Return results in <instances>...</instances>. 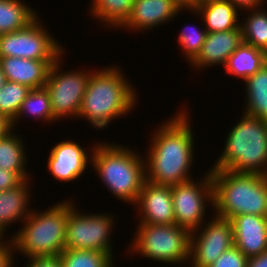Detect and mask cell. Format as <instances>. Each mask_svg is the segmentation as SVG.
Returning a JSON list of instances; mask_svg holds the SVG:
<instances>
[{"mask_svg":"<svg viewBox=\"0 0 267 267\" xmlns=\"http://www.w3.org/2000/svg\"><path fill=\"white\" fill-rule=\"evenodd\" d=\"M74 201L68 200L65 249L101 251L116 260L113 254L114 241L111 240L116 226L114 224H117L114 215L104 212L86 213L84 210L82 213Z\"/></svg>","mask_w":267,"mask_h":267,"instance_id":"ba28073f","label":"cell"},{"mask_svg":"<svg viewBox=\"0 0 267 267\" xmlns=\"http://www.w3.org/2000/svg\"><path fill=\"white\" fill-rule=\"evenodd\" d=\"M54 62L16 57L0 58L6 80L27 85L30 89L45 86L49 69Z\"/></svg>","mask_w":267,"mask_h":267,"instance_id":"d6986e66","label":"cell"},{"mask_svg":"<svg viewBox=\"0 0 267 267\" xmlns=\"http://www.w3.org/2000/svg\"><path fill=\"white\" fill-rule=\"evenodd\" d=\"M246 267H267V251L248 258Z\"/></svg>","mask_w":267,"mask_h":267,"instance_id":"d590c367","label":"cell"},{"mask_svg":"<svg viewBox=\"0 0 267 267\" xmlns=\"http://www.w3.org/2000/svg\"><path fill=\"white\" fill-rule=\"evenodd\" d=\"M207 33L224 32L240 26V9L230 0H201L195 9Z\"/></svg>","mask_w":267,"mask_h":267,"instance_id":"ffe728a7","label":"cell"},{"mask_svg":"<svg viewBox=\"0 0 267 267\" xmlns=\"http://www.w3.org/2000/svg\"><path fill=\"white\" fill-rule=\"evenodd\" d=\"M181 10H195L201 0H173Z\"/></svg>","mask_w":267,"mask_h":267,"instance_id":"74e56055","label":"cell"},{"mask_svg":"<svg viewBox=\"0 0 267 267\" xmlns=\"http://www.w3.org/2000/svg\"><path fill=\"white\" fill-rule=\"evenodd\" d=\"M226 133L223 151L209 169L267 176V121L242 113Z\"/></svg>","mask_w":267,"mask_h":267,"instance_id":"277c9868","label":"cell"},{"mask_svg":"<svg viewBox=\"0 0 267 267\" xmlns=\"http://www.w3.org/2000/svg\"><path fill=\"white\" fill-rule=\"evenodd\" d=\"M8 239H6L1 233H0V246L4 244Z\"/></svg>","mask_w":267,"mask_h":267,"instance_id":"ab89813d","label":"cell"},{"mask_svg":"<svg viewBox=\"0 0 267 267\" xmlns=\"http://www.w3.org/2000/svg\"><path fill=\"white\" fill-rule=\"evenodd\" d=\"M6 77L4 76V73L2 71V67L0 65V89L3 87V85L6 83Z\"/></svg>","mask_w":267,"mask_h":267,"instance_id":"f35d334b","label":"cell"},{"mask_svg":"<svg viewBox=\"0 0 267 267\" xmlns=\"http://www.w3.org/2000/svg\"><path fill=\"white\" fill-rule=\"evenodd\" d=\"M242 84L245 88L244 114L267 121V65Z\"/></svg>","mask_w":267,"mask_h":267,"instance_id":"603a6c76","label":"cell"},{"mask_svg":"<svg viewBox=\"0 0 267 267\" xmlns=\"http://www.w3.org/2000/svg\"><path fill=\"white\" fill-rule=\"evenodd\" d=\"M213 181V213L231 219L241 214L267 217V176L209 169Z\"/></svg>","mask_w":267,"mask_h":267,"instance_id":"8992f818","label":"cell"},{"mask_svg":"<svg viewBox=\"0 0 267 267\" xmlns=\"http://www.w3.org/2000/svg\"><path fill=\"white\" fill-rule=\"evenodd\" d=\"M14 132L15 129L0 139V168L17 173L23 180L32 179V174L27 169V146L23 136Z\"/></svg>","mask_w":267,"mask_h":267,"instance_id":"44dd1931","label":"cell"},{"mask_svg":"<svg viewBox=\"0 0 267 267\" xmlns=\"http://www.w3.org/2000/svg\"><path fill=\"white\" fill-rule=\"evenodd\" d=\"M34 208L19 226L9 233L16 254L23 259L53 257L65 250V234L68 221V198L50 205L46 210ZM21 227V228H20ZM16 232V233H15ZM11 234V235H10ZM26 257V258H24Z\"/></svg>","mask_w":267,"mask_h":267,"instance_id":"5b68a950","label":"cell"},{"mask_svg":"<svg viewBox=\"0 0 267 267\" xmlns=\"http://www.w3.org/2000/svg\"><path fill=\"white\" fill-rule=\"evenodd\" d=\"M23 181L17 173L0 168V191L15 188Z\"/></svg>","mask_w":267,"mask_h":267,"instance_id":"d6a6232c","label":"cell"},{"mask_svg":"<svg viewBox=\"0 0 267 267\" xmlns=\"http://www.w3.org/2000/svg\"><path fill=\"white\" fill-rule=\"evenodd\" d=\"M124 145L95 141L91 169L116 200L134 205L146 181L145 154Z\"/></svg>","mask_w":267,"mask_h":267,"instance_id":"3957f363","label":"cell"},{"mask_svg":"<svg viewBox=\"0 0 267 267\" xmlns=\"http://www.w3.org/2000/svg\"><path fill=\"white\" fill-rule=\"evenodd\" d=\"M265 7L267 8L262 5L241 10L243 18L240 20V27L244 43L267 52V10Z\"/></svg>","mask_w":267,"mask_h":267,"instance_id":"484cf974","label":"cell"},{"mask_svg":"<svg viewBox=\"0 0 267 267\" xmlns=\"http://www.w3.org/2000/svg\"><path fill=\"white\" fill-rule=\"evenodd\" d=\"M127 255L140 256L154 262L183 267L190 261V232L177 224L136 225ZM143 256V257H142Z\"/></svg>","mask_w":267,"mask_h":267,"instance_id":"52a82bcc","label":"cell"},{"mask_svg":"<svg viewBox=\"0 0 267 267\" xmlns=\"http://www.w3.org/2000/svg\"><path fill=\"white\" fill-rule=\"evenodd\" d=\"M32 181L33 179H26L15 188L0 191V233L6 239L7 235L4 234H8L6 232L9 227L22 223L33 210L30 207L33 202Z\"/></svg>","mask_w":267,"mask_h":267,"instance_id":"ac0fdd59","label":"cell"},{"mask_svg":"<svg viewBox=\"0 0 267 267\" xmlns=\"http://www.w3.org/2000/svg\"><path fill=\"white\" fill-rule=\"evenodd\" d=\"M65 55L62 54L50 67L45 83L50 95L52 115L57 121L63 118L78 120L90 73L93 71L90 67L63 71L62 58Z\"/></svg>","mask_w":267,"mask_h":267,"instance_id":"9c48e42d","label":"cell"},{"mask_svg":"<svg viewBox=\"0 0 267 267\" xmlns=\"http://www.w3.org/2000/svg\"><path fill=\"white\" fill-rule=\"evenodd\" d=\"M186 107L183 105L179 111L177 109V113L166 117L152 131L144 156L148 182L172 187L194 179L191 170L195 165L196 138L190 109L188 111Z\"/></svg>","mask_w":267,"mask_h":267,"instance_id":"6da1fadb","label":"cell"},{"mask_svg":"<svg viewBox=\"0 0 267 267\" xmlns=\"http://www.w3.org/2000/svg\"><path fill=\"white\" fill-rule=\"evenodd\" d=\"M134 207L136 208L134 210L138 211L135 215L136 217L138 216L137 223L175 224L170 186H160L146 180Z\"/></svg>","mask_w":267,"mask_h":267,"instance_id":"5bb4252c","label":"cell"},{"mask_svg":"<svg viewBox=\"0 0 267 267\" xmlns=\"http://www.w3.org/2000/svg\"><path fill=\"white\" fill-rule=\"evenodd\" d=\"M30 90L27 85L6 81L0 89V113L13 122Z\"/></svg>","mask_w":267,"mask_h":267,"instance_id":"f546056e","label":"cell"},{"mask_svg":"<svg viewBox=\"0 0 267 267\" xmlns=\"http://www.w3.org/2000/svg\"><path fill=\"white\" fill-rule=\"evenodd\" d=\"M12 128V122L0 113V139L7 135Z\"/></svg>","mask_w":267,"mask_h":267,"instance_id":"8d00e7d4","label":"cell"},{"mask_svg":"<svg viewBox=\"0 0 267 267\" xmlns=\"http://www.w3.org/2000/svg\"><path fill=\"white\" fill-rule=\"evenodd\" d=\"M89 13L93 20L107 29H119L129 18L135 0H90Z\"/></svg>","mask_w":267,"mask_h":267,"instance_id":"cb8c5ba5","label":"cell"},{"mask_svg":"<svg viewBox=\"0 0 267 267\" xmlns=\"http://www.w3.org/2000/svg\"><path fill=\"white\" fill-rule=\"evenodd\" d=\"M242 43L240 26L229 31L207 33L201 52L188 67L194 71L199 70V73L218 65L224 67L228 58Z\"/></svg>","mask_w":267,"mask_h":267,"instance_id":"2e32d148","label":"cell"},{"mask_svg":"<svg viewBox=\"0 0 267 267\" xmlns=\"http://www.w3.org/2000/svg\"><path fill=\"white\" fill-rule=\"evenodd\" d=\"M234 245L247 257L267 251V217L241 214L230 219Z\"/></svg>","mask_w":267,"mask_h":267,"instance_id":"e0dca14e","label":"cell"},{"mask_svg":"<svg viewBox=\"0 0 267 267\" xmlns=\"http://www.w3.org/2000/svg\"><path fill=\"white\" fill-rule=\"evenodd\" d=\"M23 0H0V35L26 28L40 14Z\"/></svg>","mask_w":267,"mask_h":267,"instance_id":"d4e9b609","label":"cell"},{"mask_svg":"<svg viewBox=\"0 0 267 267\" xmlns=\"http://www.w3.org/2000/svg\"><path fill=\"white\" fill-rule=\"evenodd\" d=\"M186 11L189 13L192 12L195 17L199 16L198 18H200L202 21H200V24L202 23V27H199L196 24L194 25V23L193 25H187L180 30L181 32L177 36V42L180 44L179 47L181 49L180 51L182 56L190 65L201 52L202 45L204 44L207 35V30L204 27V22L201 15L196 10Z\"/></svg>","mask_w":267,"mask_h":267,"instance_id":"83f0119b","label":"cell"},{"mask_svg":"<svg viewBox=\"0 0 267 267\" xmlns=\"http://www.w3.org/2000/svg\"><path fill=\"white\" fill-rule=\"evenodd\" d=\"M186 10H181L173 0H135L127 21L118 29L144 33L174 21L175 17ZM173 19V20H172ZM163 24V25H162ZM124 28V29H123Z\"/></svg>","mask_w":267,"mask_h":267,"instance_id":"9a60e30c","label":"cell"},{"mask_svg":"<svg viewBox=\"0 0 267 267\" xmlns=\"http://www.w3.org/2000/svg\"><path fill=\"white\" fill-rule=\"evenodd\" d=\"M42 22L38 16L26 28L0 35V58L56 61L66 48Z\"/></svg>","mask_w":267,"mask_h":267,"instance_id":"30bf717a","label":"cell"},{"mask_svg":"<svg viewBox=\"0 0 267 267\" xmlns=\"http://www.w3.org/2000/svg\"><path fill=\"white\" fill-rule=\"evenodd\" d=\"M248 258L234 245L208 267H246Z\"/></svg>","mask_w":267,"mask_h":267,"instance_id":"4dcf8cb0","label":"cell"},{"mask_svg":"<svg viewBox=\"0 0 267 267\" xmlns=\"http://www.w3.org/2000/svg\"><path fill=\"white\" fill-rule=\"evenodd\" d=\"M240 10L256 8L264 5V0H230Z\"/></svg>","mask_w":267,"mask_h":267,"instance_id":"e575fe53","label":"cell"},{"mask_svg":"<svg viewBox=\"0 0 267 267\" xmlns=\"http://www.w3.org/2000/svg\"><path fill=\"white\" fill-rule=\"evenodd\" d=\"M100 68L94 67L90 73L78 114L79 120H87L89 126L98 131L137 110L135 105L138 104L136 87L126 77L123 68L115 64Z\"/></svg>","mask_w":267,"mask_h":267,"instance_id":"7a4b0ae2","label":"cell"},{"mask_svg":"<svg viewBox=\"0 0 267 267\" xmlns=\"http://www.w3.org/2000/svg\"><path fill=\"white\" fill-rule=\"evenodd\" d=\"M24 267H62L59 256L27 258Z\"/></svg>","mask_w":267,"mask_h":267,"instance_id":"836d02e7","label":"cell"},{"mask_svg":"<svg viewBox=\"0 0 267 267\" xmlns=\"http://www.w3.org/2000/svg\"><path fill=\"white\" fill-rule=\"evenodd\" d=\"M205 172L200 180L192 179L171 187L175 224L190 233L208 220V217L205 218L208 216L207 207L213 210V181L210 170Z\"/></svg>","mask_w":267,"mask_h":267,"instance_id":"8fae6325","label":"cell"},{"mask_svg":"<svg viewBox=\"0 0 267 267\" xmlns=\"http://www.w3.org/2000/svg\"><path fill=\"white\" fill-rule=\"evenodd\" d=\"M66 139L55 143V146L50 149L49 156L46 157L47 173L50 172L49 175H52V178L64 184L75 182L86 173V169L88 170L91 167L89 165H92V154L95 148V143L93 146L90 145L91 149L88 150L87 147L80 145L81 143L75 142L76 139Z\"/></svg>","mask_w":267,"mask_h":267,"instance_id":"4fadbf2b","label":"cell"},{"mask_svg":"<svg viewBox=\"0 0 267 267\" xmlns=\"http://www.w3.org/2000/svg\"><path fill=\"white\" fill-rule=\"evenodd\" d=\"M16 257L18 256L10 240L0 246V267H14Z\"/></svg>","mask_w":267,"mask_h":267,"instance_id":"1f68e13d","label":"cell"},{"mask_svg":"<svg viewBox=\"0 0 267 267\" xmlns=\"http://www.w3.org/2000/svg\"><path fill=\"white\" fill-rule=\"evenodd\" d=\"M32 117L35 120L46 124H53L57 120L52 115L50 95L44 87L31 89L25 100L22 102L15 120L12 122V128L16 129L21 118Z\"/></svg>","mask_w":267,"mask_h":267,"instance_id":"4316f807","label":"cell"},{"mask_svg":"<svg viewBox=\"0 0 267 267\" xmlns=\"http://www.w3.org/2000/svg\"><path fill=\"white\" fill-rule=\"evenodd\" d=\"M212 212L211 219L190 233L189 267H208L226 250L234 246L230 219Z\"/></svg>","mask_w":267,"mask_h":267,"instance_id":"7c38bea8","label":"cell"},{"mask_svg":"<svg viewBox=\"0 0 267 267\" xmlns=\"http://www.w3.org/2000/svg\"><path fill=\"white\" fill-rule=\"evenodd\" d=\"M265 64L266 52L243 42L225 63L224 74L240 78L243 82Z\"/></svg>","mask_w":267,"mask_h":267,"instance_id":"7402d4cb","label":"cell"},{"mask_svg":"<svg viewBox=\"0 0 267 267\" xmlns=\"http://www.w3.org/2000/svg\"><path fill=\"white\" fill-rule=\"evenodd\" d=\"M59 259L62 267H115V260L101 251L65 249Z\"/></svg>","mask_w":267,"mask_h":267,"instance_id":"f1b7e54d","label":"cell"}]
</instances>
